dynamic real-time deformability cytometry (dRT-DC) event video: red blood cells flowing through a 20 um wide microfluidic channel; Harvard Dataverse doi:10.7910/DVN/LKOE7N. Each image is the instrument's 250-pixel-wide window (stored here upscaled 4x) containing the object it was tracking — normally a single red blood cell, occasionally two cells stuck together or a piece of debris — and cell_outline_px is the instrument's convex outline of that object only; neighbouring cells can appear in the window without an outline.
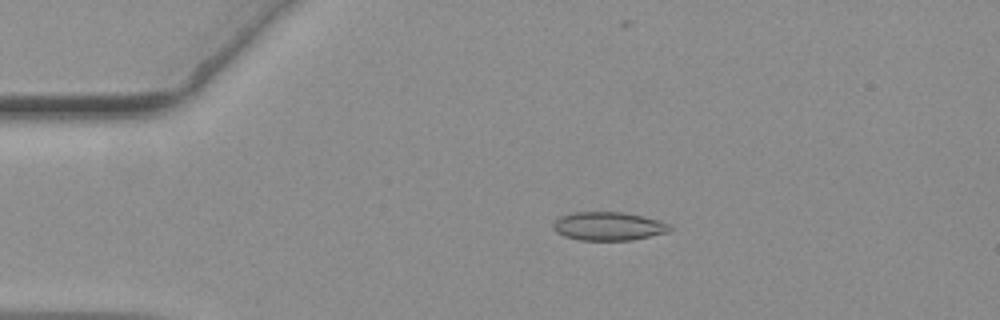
{"species": "common noctule bat (a hibernating species)", "species_latin": "Nyctalus noctula", "temperature_condition": "warm", "stored_images_in_passage": 57, "camera_frame_rate_fps": 3000, "um_per_image_px": 0.085, "animal": {"sex": "female", "body_mass_g": 19.3, "forearm_length_mm": 54.1}, "frame": {"image": 1, "passage_image": 12, "time_ms": 3.667, "image_size_px": [1000, 320], "cell_outline_px": [[672, 228], [668, 232], [632, 240], [580, 240], [564, 236], [556, 232], [552, 228], [552, 224], [560, 216], [572, 212], [620, 212], [640, 216], [672, 224]], "centroid_in_image_um": [51.69, 19.23], "position_along_channel_um": 33.3, "area_um2": 19.31}}
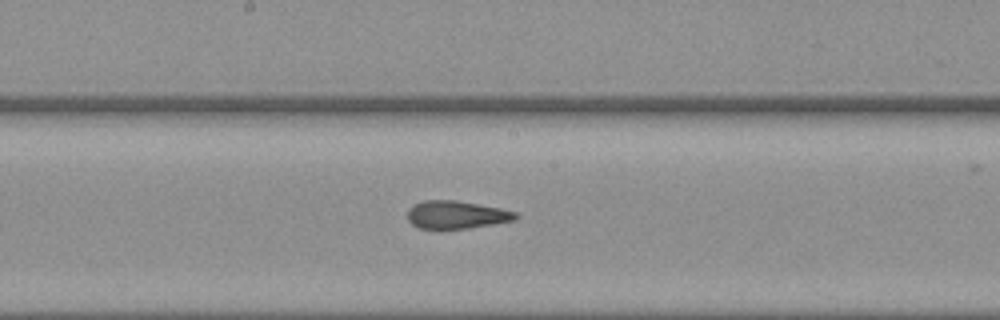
{"frame": {"image": 2, "passage_image": 30, "time_ms": 9.667, "image_size_px": [1000, 320], "cell_outline_px": [[520, 216], [516, 220], [496, 224], [440, 232], [420, 228], [412, 224], [408, 220], [408, 208], [412, 204], [424, 200], [456, 200], [500, 208], [516, 212]], "centroid_in_image_um": [38.77, 18.29], "position_along_channel_um": 209.4, "area_um2": 18.32}}
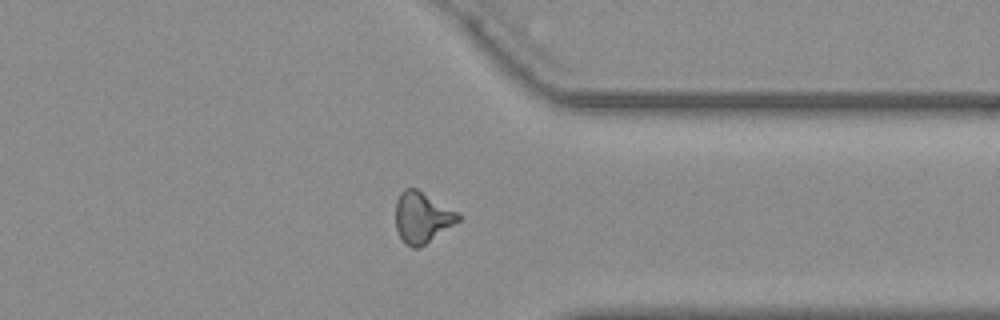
{"frame": {"image": 3, "passage_image": 44, "time_ms": 14.333, "image_size_px": [1000, 320], "cell_outline_px": [[460, 220], [420, 248], [412, 248], [400, 236], [396, 228], [396, 200], [400, 192], [404, 188], [416, 188], [460, 212]], "centroid_in_image_um": [35.89, 18.46], "position_along_channel_um": 375.5, "area_um2": 18.61}, "authors_computed_cell_mechanics": {"area_um2": 18.3226, "velocity_mm_per_s": 3.6642, "shape_relaxation_time_tau1_ms": null, "shape_relaxation_time_tau2_ms": 1.3174, "deformation_change_tau1": null, "deformation_change_tau2": 0.0833}}